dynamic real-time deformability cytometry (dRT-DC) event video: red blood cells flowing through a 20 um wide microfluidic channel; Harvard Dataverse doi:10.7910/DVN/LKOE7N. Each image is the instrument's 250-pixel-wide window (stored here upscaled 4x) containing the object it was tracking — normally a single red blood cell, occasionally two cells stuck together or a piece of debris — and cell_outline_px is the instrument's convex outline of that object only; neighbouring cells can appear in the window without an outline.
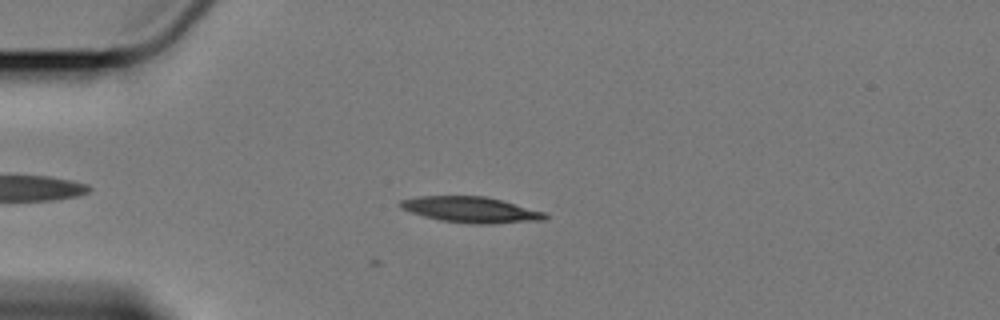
{"species": "Egyptian fruit bat (a non-hibernating species)", "species_latin": "Rousettus aegyptiacus", "temperature_condition": "cold", "stored_images_in_passage": 9, "camera_frame_rate_fps": 3000, "um_per_image_px": 0.085, "animal": {"sex": "female"}, "frame": {"image": 1, "passage_image": 9, "time_ms": 2.667, "image_size_px": [1000, 320], "cell_outline_px": [[548, 216], [544, 220], [488, 224], [472, 224], [440, 220], [424, 216], [400, 208], [396, 204], [400, 200], [416, 196], [484, 196], [500, 200], [544, 212]], "centroid_in_image_um": [39.96, 17.82], "position_along_channel_um": 45.0, "area_um2": 21.68}}